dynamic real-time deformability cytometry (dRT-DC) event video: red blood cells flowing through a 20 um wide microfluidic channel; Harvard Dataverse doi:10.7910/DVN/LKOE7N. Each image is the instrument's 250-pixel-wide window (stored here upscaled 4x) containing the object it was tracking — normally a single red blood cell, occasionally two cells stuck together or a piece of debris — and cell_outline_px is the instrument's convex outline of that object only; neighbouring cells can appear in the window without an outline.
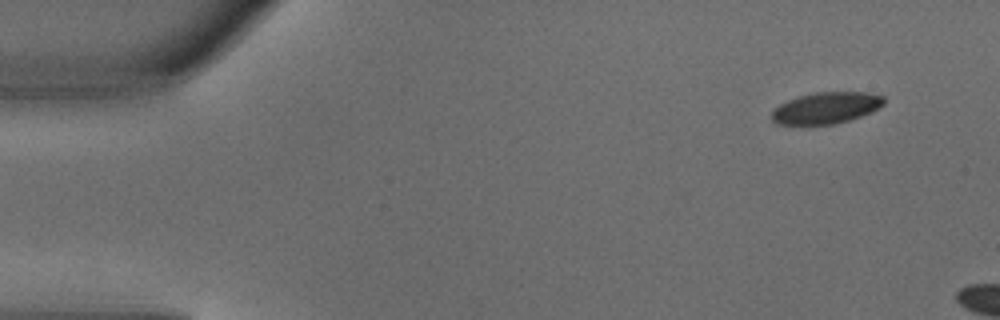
{"species": "common noctule bat (a hibernating species)", "species_latin": "Nyctalus noctula", "temperature_condition": "warm", "stored_images_in_passage": 2, "camera_frame_rate_fps": 3000, "um_per_image_px": 0.085, "animal": {"sex": "male", "body_mass_g": 18.8}, "frame": {"image": 1, "passage_image": 1, "time_ms": 0.0, "image_size_px": [1000, 320], "cell_outline_px": [[884, 104], [872, 112], [848, 120], [832, 124], [808, 128], [804, 128], [776, 124], [772, 120], [772, 112], [780, 104], [788, 100], [800, 96], [816, 92], [868, 92], [884, 96]], "centroid_in_image_um": [70.17, 9.22], "position_along_channel_um": 14.8, "area_um2": 21.21}}